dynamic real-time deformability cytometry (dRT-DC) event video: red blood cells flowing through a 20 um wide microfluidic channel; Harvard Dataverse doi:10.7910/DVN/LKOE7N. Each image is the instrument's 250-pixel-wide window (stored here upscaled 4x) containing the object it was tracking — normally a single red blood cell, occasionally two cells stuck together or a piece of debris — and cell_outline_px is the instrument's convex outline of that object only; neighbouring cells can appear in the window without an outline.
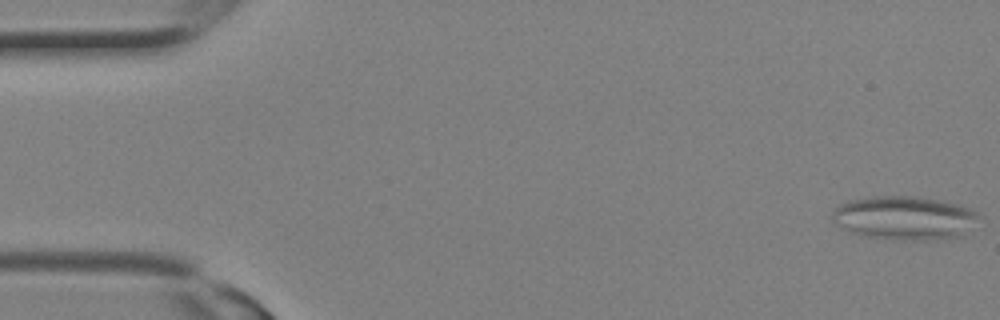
{"species": "Egyptian fruit bat (a non-hibernating species)", "species_latin": "Rousettus aegyptiacus", "temperature_condition": "room temperature", "stored_images_in_passage": 17, "camera_frame_rate_fps": 3000, "um_per_image_px": 0.085, "animal": {"sex": "female"}, "frame": {"image": 1, "passage_image": 1, "time_ms": 0.0, "image_size_px": [1000, 320], "cell_outline_px": [[984, 216], [964, 236], [944, 240], [896, 240], [860, 236], [832, 224], [832, 212], [840, 204], [848, 200], [876, 196], [916, 196], [940, 200], [960, 204], [980, 212]], "centroid_in_image_um": [76.95, 18.54], "position_along_channel_um": 8.0, "area_um2": 38.55}}
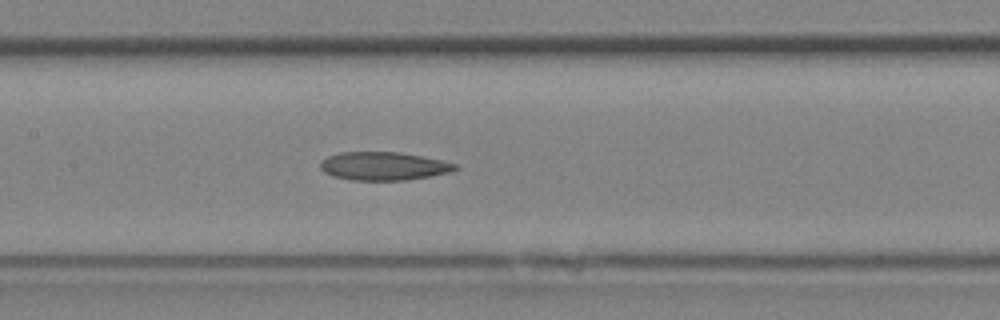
{"frame": {"image": 2, "passage_image": 15, "time_ms": 4.667, "image_size_px": [1000, 320], "cell_outline_px": [[460, 168], [448, 172], [428, 176], [404, 180], [352, 180], [332, 176], [324, 172], [320, 168], [320, 160], [328, 156], [340, 152], [400, 152], [444, 160], [460, 164]], "centroid_in_image_um": [32.61, 14.11], "position_along_channel_um": 174.8, "area_um2": 22.37}}
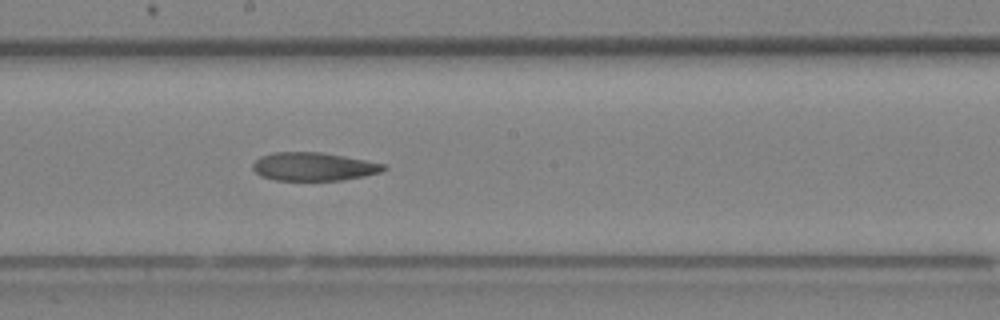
{"frame": {"image": 3, "passage_image": 17, "time_ms": 5.333, "image_size_px": [1000, 320], "cell_outline_px": [[388, 168], [380, 172], [364, 176], [344, 180], [276, 180], [260, 176], [252, 168], [252, 164], [260, 156], [272, 152], [320, 152], [344, 156], [384, 164]], "centroid_in_image_um": [26.63, 14.16], "position_along_channel_um": 221.6, "area_um2": 21.56}}